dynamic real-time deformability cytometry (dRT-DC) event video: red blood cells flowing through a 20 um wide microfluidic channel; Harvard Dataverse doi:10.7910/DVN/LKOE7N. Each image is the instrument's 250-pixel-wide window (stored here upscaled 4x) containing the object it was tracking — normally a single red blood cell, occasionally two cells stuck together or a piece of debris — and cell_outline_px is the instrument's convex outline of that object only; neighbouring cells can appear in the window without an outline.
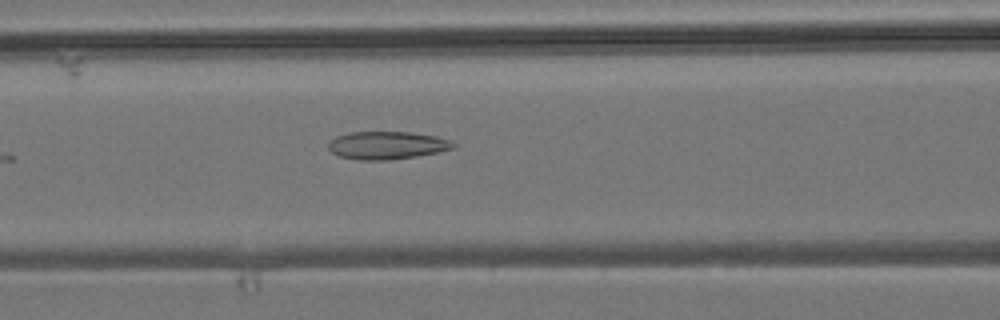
{"species": "common noctule bat (a hibernating species)", "species_latin": "Nyctalus noctula", "temperature_condition": "room temperature", "stored_images_in_passage": 6, "camera_frame_rate_fps": 3000, "um_per_image_px": 0.085, "animal": {"sex": "male", "body_mass_g": 19.2, "forearm_length_mm": 51.8}, "frame": {"image": 1, "passage_image": 6, "time_ms": 7.0, "image_size_px": [1000, 320], "cell_outline_px": [[456, 144], [452, 148], [436, 152], [416, 156], [388, 160], [356, 160], [340, 156], [332, 152], [328, 148], [328, 144], [336, 136], [348, 132], [408, 132], [436, 136], [448, 140]], "centroid_in_image_um": [32.85, 12.35], "position_along_channel_um": 133.8, "area_um2": 20.06}}